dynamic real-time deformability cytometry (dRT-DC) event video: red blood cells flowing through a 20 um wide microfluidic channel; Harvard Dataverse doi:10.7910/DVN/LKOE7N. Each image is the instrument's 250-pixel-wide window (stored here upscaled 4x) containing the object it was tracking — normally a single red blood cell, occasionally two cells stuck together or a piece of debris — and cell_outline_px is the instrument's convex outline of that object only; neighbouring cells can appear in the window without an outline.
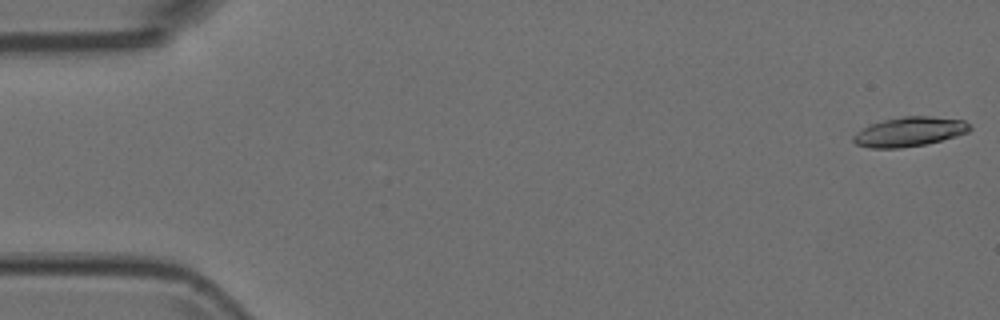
{"species": "Egyptian fruit bat (a non-hibernating species)", "species_latin": "Rousettus aegyptiacus", "temperature_condition": "room temperature", "stored_images_in_passage": 4, "camera_frame_rate_fps": 3000, "um_per_image_px": 0.085, "animal": {"sex": "female"}, "frame": {"image": 1, "passage_image": 1, "time_ms": 0.0, "image_size_px": [1000, 320], "cell_outline_px": [[972, 128], [968, 132], [956, 136], [924, 144], [900, 148], [872, 148], [856, 144], [852, 140], [852, 136], [856, 132], [868, 124], [884, 120], [904, 116], [928, 116], [964, 120]], "centroid_in_image_um": [77.26, 11.19], "position_along_channel_um": 7.7, "area_um2": 19.88}}